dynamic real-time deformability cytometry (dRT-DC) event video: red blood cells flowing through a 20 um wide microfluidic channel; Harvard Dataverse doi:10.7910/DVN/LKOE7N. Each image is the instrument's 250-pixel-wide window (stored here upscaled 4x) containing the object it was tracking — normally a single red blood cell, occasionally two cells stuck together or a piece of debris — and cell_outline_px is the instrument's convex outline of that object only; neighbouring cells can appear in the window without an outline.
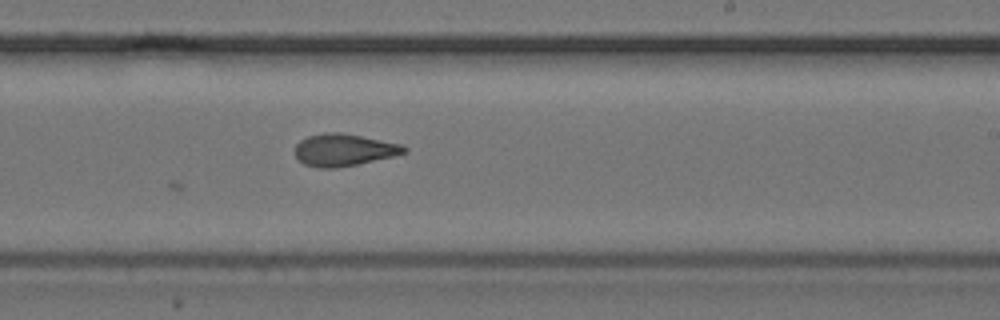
{"species": "common noctule bat (a hibernating species)", "species_latin": "Nyctalus noctula", "temperature_condition": "cold", "stored_images_in_passage": 27, "camera_frame_rate_fps": 3000, "um_per_image_px": 0.085, "animal": {"sex": "female", "body_mass_g": 24.6, "forearm_length_mm": 56.2}, "frame": {"image": 1, "passage_image": 27, "time_ms": 8.667, "image_size_px": [1000, 320], "cell_outline_px": [[408, 152], [392, 156], [356, 164], [336, 168], [320, 168], [304, 164], [296, 156], [296, 144], [300, 140], [308, 136], [324, 132], [340, 132], [404, 144], [408, 148]], "centroid_in_image_um": [29.25, 12.73], "position_along_channel_um": 259.8, "area_um2": 20.4}}